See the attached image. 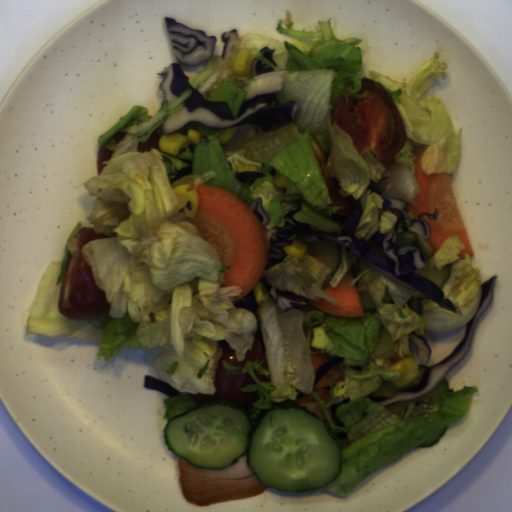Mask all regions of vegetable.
Here are the masks:
<instances>
[{
  "label": "vegetable",
  "mask_w": 512,
  "mask_h": 512,
  "mask_svg": "<svg viewBox=\"0 0 512 512\" xmlns=\"http://www.w3.org/2000/svg\"><path fill=\"white\" fill-rule=\"evenodd\" d=\"M293 14L286 12L276 30L293 36L280 42L272 36L247 33L232 44L230 54L215 55L203 61L204 68L191 86L206 100L227 102L236 117L246 99L274 94L279 105L296 101L293 122L271 127L257 134L254 126L240 125L227 143L219 135L226 129L189 122L174 132L187 137L194 129L200 133L198 145L181 148L176 156L160 148L140 153L156 130L160 139L163 123L176 114L191 96L186 89L176 100L165 102L153 117L147 106L134 105L115 125L97 138L100 146L112 151L100 174L83 182L88 196L96 204L85 216L93 224L95 235L110 237L85 244L82 256L91 267L98 288L105 291L110 307L89 320H70L59 308L60 288L67 266L71 243L82 228V221L70 231L61 260H51L45 269L26 317L27 334L51 338L98 340V360L110 361L123 348L161 347L152 364L161 381L179 394L164 399L167 422L196 405L190 394L216 392L215 379L223 354L222 340L230 343L237 361H242L256 340L266 353L263 359L246 361L245 367L222 365L231 374L249 373L255 384L242 392H256L258 400L242 407L251 428L261 410L273 404L292 402L306 395L315 397L328 421L329 436L337 443L341 469L338 476L319 487L344 496L367 476L398 460L445 427L456 424L468 413L477 386H463L458 392L441 394L439 412L412 419H401L380 406L369 395L383 381L402 377L391 365L419 353L410 333L424 338L452 332L467 324L475 315L482 293L481 269L472 265L471 256L458 235L451 234L435 254L420 234L404 231L399 224L393 248L417 246L429 267L440 270L452 264L451 275L442 287L456 312L444 309L429 298L422 301V315L409 308L408 299L417 290L396 282L355 254L358 292H368L376 309L363 310V317H337L306 302L304 306L278 309L269 293V301L259 304L256 316L235 307L233 298L242 293L240 286H223V273L229 269L213 245L201 238L195 225L184 221V207L175 213L178 200L175 187L181 184L212 185L239 199L246 207L262 198L269 222L264 232L266 255L271 239L276 241L278 226L285 225V215L295 209L293 219L309 224L310 232H340L341 226L330 216L340 208L332 203L323 180V172L311 149L316 139L323 153L327 171L337 179V192L346 198L352 211L362 212L355 236L364 239L379 222V233H387L396 224L394 213L384 210V197H394L414 204L420 187L414 177V160L428 175L446 172L453 175L460 163L462 134L455 132L442 101L425 93L436 80L447 78L448 65L438 52L424 62L407 82L395 81L378 72L364 77L363 38L337 39L330 17L318 21L320 31L293 29ZM275 49L276 68L259 52ZM248 47L252 56L273 67L252 79L251 71L243 78L231 72L237 52ZM367 78L385 87L395 102L404 124L407 140L391 167H383L367 151L358 154L352 138L335 122L334 107L345 94L356 95L361 79ZM127 132L118 144L112 135ZM276 170L288 177L287 187L274 184ZM236 171H258L262 179H235ZM345 358L340 362L344 382L330 384L332 397L327 405L313 389L314 369L310 349ZM258 369L268 382L253 375ZM337 417L345 427L334 426L331 404L346 398Z\"/></svg>",
  "instance_id": "obj_1"
},
{
  "label": "vegetable",
  "mask_w": 512,
  "mask_h": 512,
  "mask_svg": "<svg viewBox=\"0 0 512 512\" xmlns=\"http://www.w3.org/2000/svg\"><path fill=\"white\" fill-rule=\"evenodd\" d=\"M331 271L329 265L308 253L302 260L286 254L281 263L263 269L259 282H263L268 294H271L272 287H277L280 291L292 292L307 300L325 298L333 305H340L322 287Z\"/></svg>",
  "instance_id": "obj_2"
},
{
  "label": "vegetable",
  "mask_w": 512,
  "mask_h": 512,
  "mask_svg": "<svg viewBox=\"0 0 512 512\" xmlns=\"http://www.w3.org/2000/svg\"><path fill=\"white\" fill-rule=\"evenodd\" d=\"M338 248H339V256H340L339 266H338L333 278L328 282L334 288L340 284L343 277L353 267V261H352V253L353 252H352L351 248L344 246L340 243L338 244Z\"/></svg>",
  "instance_id": "obj_3"
}]
</instances>
